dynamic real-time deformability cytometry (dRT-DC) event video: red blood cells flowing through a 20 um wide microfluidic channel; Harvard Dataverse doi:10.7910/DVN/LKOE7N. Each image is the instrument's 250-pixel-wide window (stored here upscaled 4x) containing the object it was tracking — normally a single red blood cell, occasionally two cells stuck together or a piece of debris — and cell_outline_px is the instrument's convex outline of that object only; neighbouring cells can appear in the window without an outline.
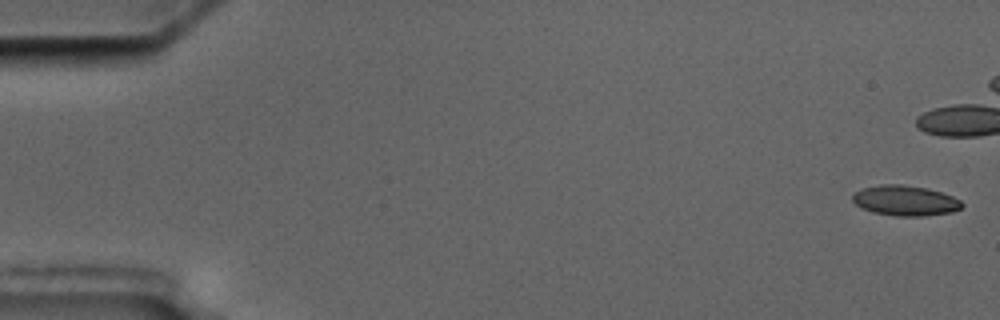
{"species": "common noctule bat (a hibernating species)", "species_latin": "Nyctalus noctula", "temperature_condition": "cold", "stored_images_in_passage": 8, "camera_frame_rate_fps": 3000, "um_per_image_px": 0.085, "animal": {"sex": "male", "body_mass_g": 17.5, "forearm_length_mm": 52.3}, "frame": {"image": 1, "passage_image": 1, "time_ms": 0.0, "image_size_px": [1000, 320], "cell_outline_px": [[964, 204], [960, 208], [952, 212], [924, 216], [896, 216], [872, 212], [856, 204], [852, 200], [852, 196], [856, 192], [864, 188], [880, 184], [900, 184], [924, 188], [940, 192], [952, 196], [960, 200]], "centroid_in_image_um": [76.95, 17.05], "position_along_channel_um": 8.1, "area_um2": 19.07}}